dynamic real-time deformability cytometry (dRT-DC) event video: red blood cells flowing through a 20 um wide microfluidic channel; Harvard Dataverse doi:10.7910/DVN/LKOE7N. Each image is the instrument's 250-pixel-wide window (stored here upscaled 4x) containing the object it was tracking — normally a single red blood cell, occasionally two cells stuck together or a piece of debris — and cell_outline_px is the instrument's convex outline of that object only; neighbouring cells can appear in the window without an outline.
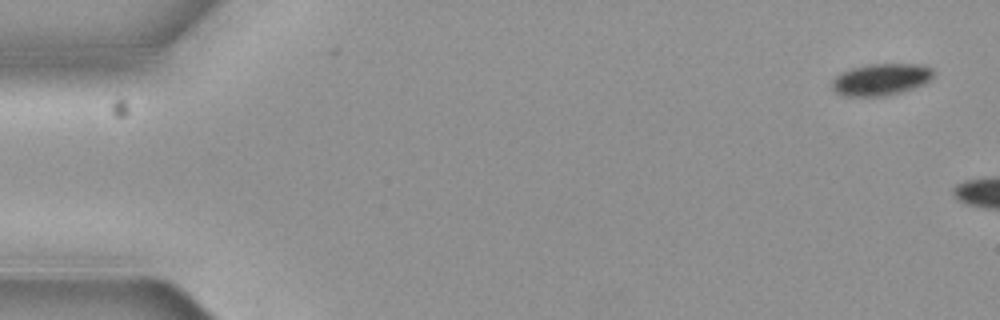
{"species": "common noctule bat (a hibernating species)", "species_latin": "Nyctalus noctula", "temperature_condition": "cold", "stored_images_in_passage": 3, "camera_frame_rate_fps": 3000, "um_per_image_px": 0.085, "animal": {"sex": "female", "body_mass_g": 19.3, "forearm_length_mm": 54.1}, "frame": {"image": 1, "passage_image": 1, "time_ms": 0.0, "image_size_px": [1000, 320], "cell_outline_px": [[932, 80], [924, 84], [900, 92], [884, 96], [844, 96], [836, 92], [832, 88], [832, 80], [840, 72], [852, 68], [868, 64], [920, 64], [932, 68]], "centroid_in_image_um": [74.87, 6.75], "position_along_channel_um": 10.1, "area_um2": 18.79}}